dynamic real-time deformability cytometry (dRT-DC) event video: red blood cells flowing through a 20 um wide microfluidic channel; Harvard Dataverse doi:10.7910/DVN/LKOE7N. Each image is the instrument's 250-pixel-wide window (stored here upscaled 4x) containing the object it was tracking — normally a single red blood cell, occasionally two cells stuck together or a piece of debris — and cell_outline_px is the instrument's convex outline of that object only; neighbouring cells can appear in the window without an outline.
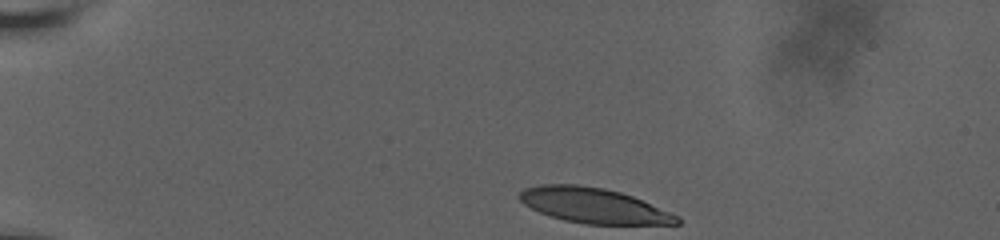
{"species": "human", "species_latin": "Homo sapiens", "temperature_condition": "room temperature", "stored_images_in_passage": 8, "camera_frame_rate_fps": 3000, "um_per_image_px": 0.085, "donor": {"sex": "male"}, "frame": {"image": 1, "passage_image": 1, "time_ms": 0.0, "image_size_px": [1000, 240], "cell_outline_px": [[680, 224], [584, 224], [564, 220], [540, 212], [524, 204], [520, 200], [520, 192], [524, 188], [540, 184], [576, 184], [604, 188], [620, 192], [632, 196], [680, 216]], "centroid_in_image_um": [50.47, 17.47], "position_along_channel_um": 34.5, "area_um2": 32.08}}
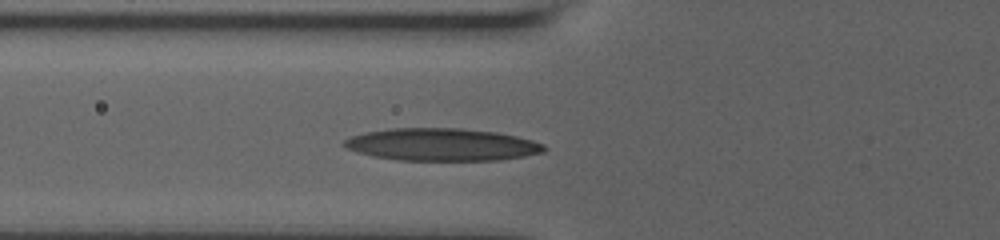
{"frame": {"image": 2, "passage_image": 6, "time_ms": 3.667, "image_size_px": [1000, 240], "cell_outline_px": [[548, 148], [544, 152], [524, 156], [500, 160], [396, 160], [372, 156], [356, 152], [344, 148], [340, 144], [344, 140], [352, 136], [364, 132], [392, 128], [460, 128], [496, 132], [516, 136], [532, 140], [544, 144]], "centroid_in_image_um": [37.52, 12.29], "position_along_channel_um": 88.3, "area_um2": 38.09}}
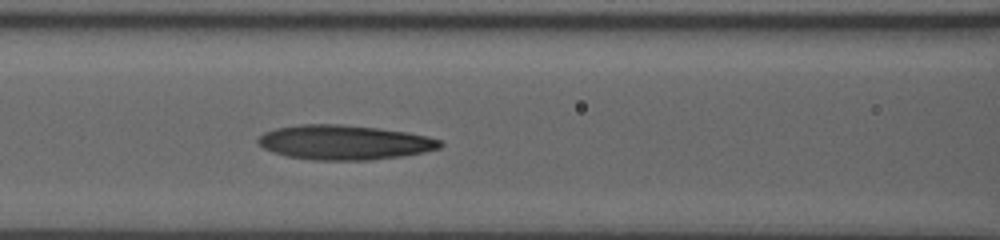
{"frame": {"image": 3, "passage_image": 8, "time_ms": 5.0, "image_size_px": [1000, 240], "cell_outline_px": [[444, 144], [440, 148], [424, 152], [404, 156], [368, 160], [312, 160], [288, 156], [272, 152], [256, 144], [256, 140], [264, 132], [276, 128], [300, 124], [340, 124], [376, 128], [408, 132], [428, 136], [440, 140]], "centroid_in_image_um": [29.26, 12.1], "position_along_channel_um": 137.3, "area_um2": 36.88}}